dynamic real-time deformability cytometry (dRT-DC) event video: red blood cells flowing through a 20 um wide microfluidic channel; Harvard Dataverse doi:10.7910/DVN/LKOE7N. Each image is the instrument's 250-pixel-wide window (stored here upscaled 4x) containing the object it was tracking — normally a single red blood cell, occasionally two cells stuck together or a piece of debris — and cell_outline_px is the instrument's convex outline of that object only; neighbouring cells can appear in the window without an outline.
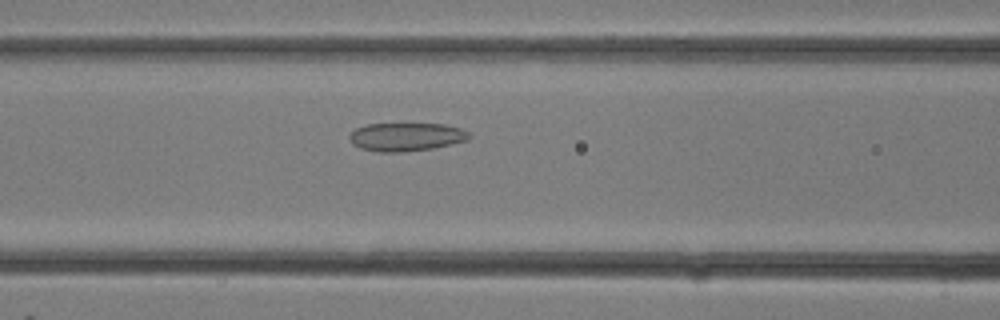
{"species": "common noctule bat (a hibernating species)", "species_latin": "Nyctalus noctula", "temperature_condition": "room temperature", "stored_images_in_passage": 9, "camera_frame_rate_fps": 3000, "um_per_image_px": 0.085, "animal": {"sex": "female"}, "frame": {"image": 1, "passage_image": 7, "time_ms": 2.0, "image_size_px": [1000, 320], "cell_outline_px": [[472, 136], [468, 140], [432, 148], [404, 152], [376, 152], [360, 148], [352, 144], [348, 136], [356, 128], [368, 124], [444, 124], [460, 128], [472, 132]], "centroid_in_image_um": [34.54, 11.64], "position_along_channel_um": 132.1, "area_um2": 19.88}}
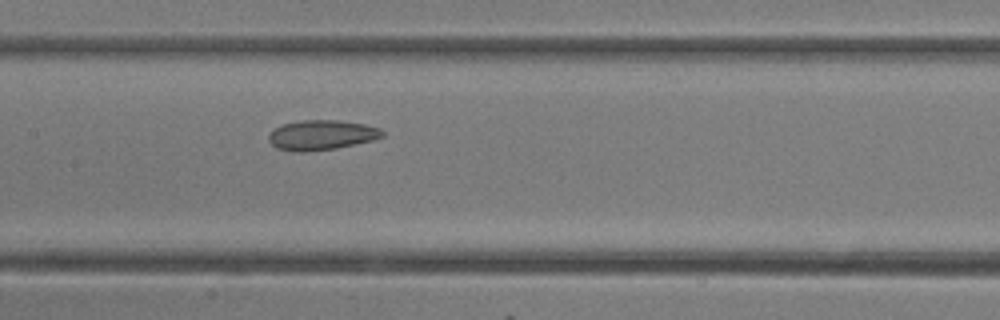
{"frame": {"image": 2, "passage_image": 9, "time_ms": 2.667, "image_size_px": [1000, 320], "cell_outline_px": [[384, 136], [372, 140], [336, 148], [304, 152], [292, 152], [276, 148], [268, 140], [268, 136], [276, 128], [284, 124], [300, 120], [336, 120], [364, 124], [380, 128], [384, 132]], "centroid_in_image_um": [27.32, 11.48], "position_along_channel_um": 180.1, "area_um2": 19.71}}